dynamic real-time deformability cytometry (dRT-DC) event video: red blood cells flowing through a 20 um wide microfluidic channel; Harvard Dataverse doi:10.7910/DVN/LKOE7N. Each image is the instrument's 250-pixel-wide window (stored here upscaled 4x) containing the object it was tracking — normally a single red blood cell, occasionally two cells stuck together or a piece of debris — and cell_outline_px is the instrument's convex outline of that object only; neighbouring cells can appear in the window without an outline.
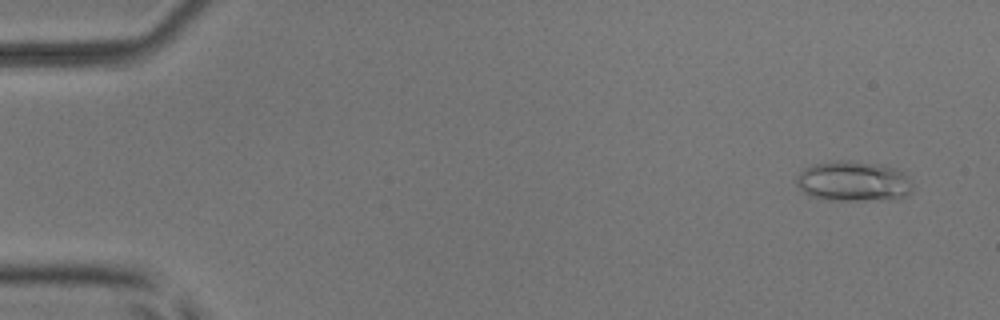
{"species": "common noctule bat (a hibernating species)", "species_latin": "Nyctalus noctula", "temperature_condition": "room temperature", "stored_images_in_passage": 8, "camera_frame_rate_fps": 3000, "um_per_image_px": 0.085, "animal": {"sex": "male", "body_mass_g": 17.9, "forearm_length_mm": 54.2}, "frame": {"image": 1, "passage_image": 1, "time_ms": 0.0, "image_size_px": [1000, 320], "cell_outline_px": [[912, 192], [908, 196], [860, 200], [828, 200], [808, 196], [796, 184], [796, 176], [804, 168], [812, 164], [836, 160], [844, 160], [876, 164], [892, 168], [908, 176], [912, 180]], "centroid_in_image_um": [72.48, 15.4], "position_along_channel_um": 12.5, "area_um2": 27.05}}
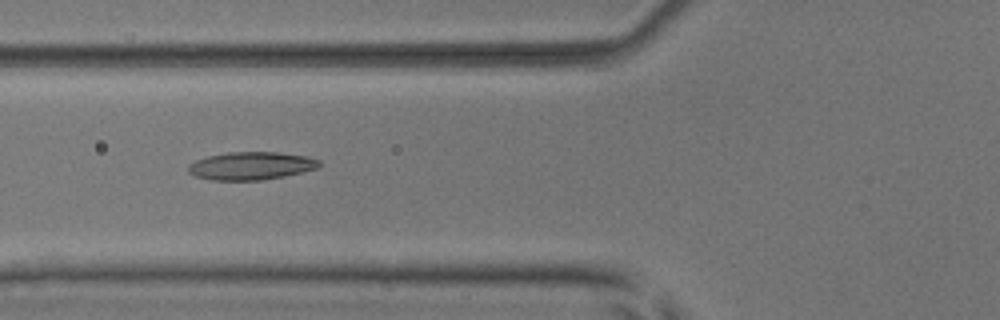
{"frame": {"image": 2, "passage_image": 5, "time_ms": 5.667, "image_size_px": [1000, 320], "cell_outline_px": [[320, 164], [316, 168], [284, 176], [260, 180], [212, 180], [196, 176], [188, 172], [188, 164], [196, 160], [208, 156], [228, 152], [280, 152], [308, 156], [320, 160]], "centroid_in_image_um": [21.33, 14.08], "position_along_channel_um": 104.5, "area_um2": 21.21}}
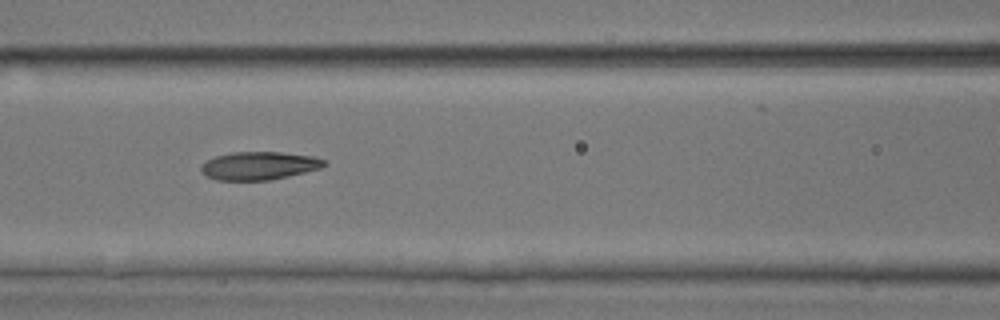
{"frame": {"image": 3, "passage_image": 6, "time_ms": 6.667, "image_size_px": [1000, 320], "cell_outline_px": [[328, 164], [320, 168], [272, 180], [216, 180], [204, 176], [200, 172], [200, 164], [216, 156], [232, 152], [280, 152], [316, 156], [324, 160]], "centroid_in_image_um": [21.99, 14.09], "position_along_channel_um": 144.6, "area_um2": 20.35}}